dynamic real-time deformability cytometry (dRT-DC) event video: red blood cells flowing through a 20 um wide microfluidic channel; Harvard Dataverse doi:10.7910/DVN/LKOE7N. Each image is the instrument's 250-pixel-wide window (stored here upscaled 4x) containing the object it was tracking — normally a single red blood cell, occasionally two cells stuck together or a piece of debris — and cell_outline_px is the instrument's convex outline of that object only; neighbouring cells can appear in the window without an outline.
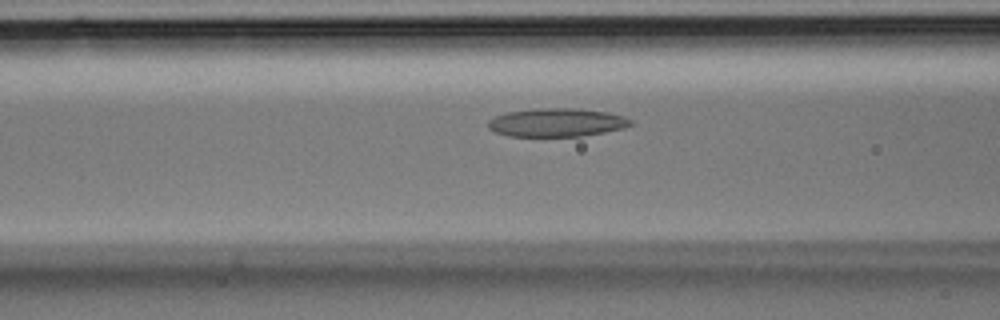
{"species": "Egyptian fruit bat (a non-hibernating species)", "species_latin": "Rousettus aegyptiacus", "temperature_condition": "room temperature", "stored_images_in_passage": 34, "camera_frame_rate_fps": 3000, "um_per_image_px": 0.085, "animal": {"sex": "male"}, "frame": {"image": 1, "passage_image": 12, "time_ms": 3.667, "image_size_px": [1000, 320], "cell_outline_px": [[632, 124], [624, 128], [604, 132], [580, 136], [508, 136], [496, 132], [488, 128], [488, 120], [496, 116], [508, 112], [536, 108], [576, 108], [608, 112], [624, 116], [632, 120]], "centroid_in_image_um": [47.33, 10.4], "position_along_channel_um": 119.3, "area_um2": 23.58}}
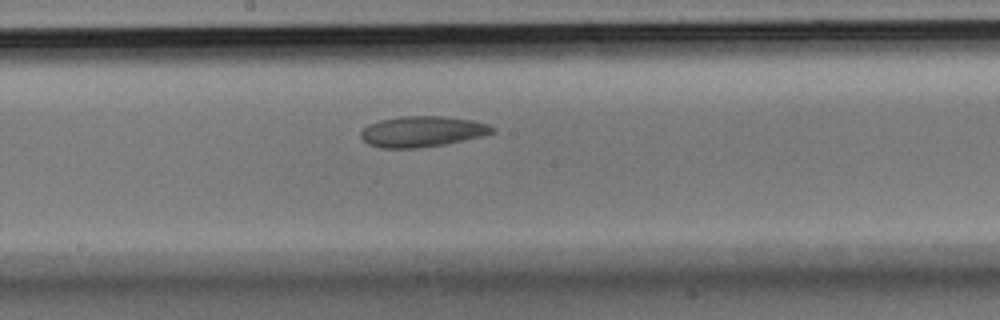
{"frame": {"image": 2, "passage_image": 17, "time_ms": 5.333, "image_size_px": [1000, 320], "cell_outline_px": [[496, 128], [492, 132], [480, 136], [464, 140], [444, 144], [416, 148], [380, 148], [368, 144], [360, 136], [360, 132], [368, 124], [380, 120], [400, 116], [444, 116], [472, 120], [488, 124]], "centroid_in_image_um": [35.85, 11.17], "position_along_channel_um": 212.3, "area_um2": 23.47}}
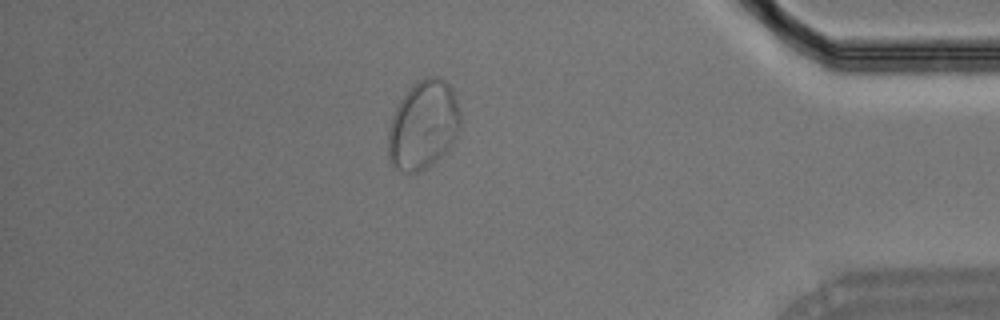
{"frame": {"image": 3, "passage_image": 29, "time_ms": 9.333, "image_size_px": [1000, 320], "cell_outline_px": [[460, 124], [456, 136], [448, 148], [432, 164], [416, 172], [404, 172], [392, 168], [388, 156], [388, 128], [392, 116], [400, 100], [424, 76], [440, 76], [452, 88], [460, 112]], "centroid_in_image_um": [35.96, 10.64], "position_along_channel_um": 399.2, "area_um2": 37.05}}